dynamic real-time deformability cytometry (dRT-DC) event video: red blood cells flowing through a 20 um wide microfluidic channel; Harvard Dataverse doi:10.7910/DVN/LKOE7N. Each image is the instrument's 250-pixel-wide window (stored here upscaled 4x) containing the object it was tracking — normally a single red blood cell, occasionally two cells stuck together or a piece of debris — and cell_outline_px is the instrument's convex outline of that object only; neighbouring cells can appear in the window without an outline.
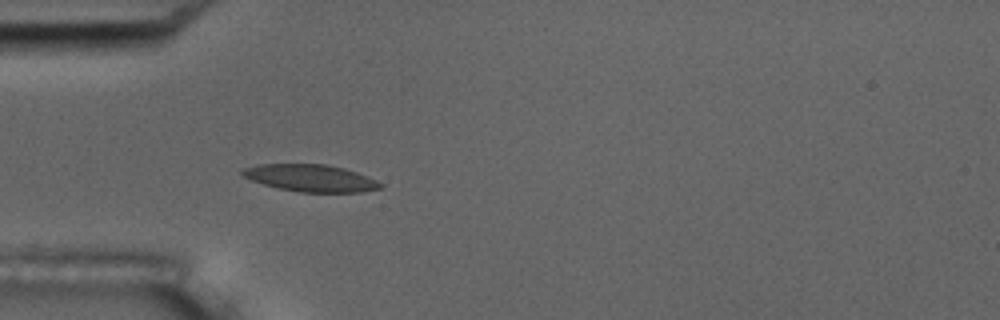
{"species": "common noctule bat (a hibernating species)", "species_latin": "Nyctalus noctula", "temperature_condition": "room temperature", "stored_images_in_passage": 39, "camera_frame_rate_fps": 3000, "um_per_image_px": 0.085, "animal": {"sex": "male", "body_mass_g": 17.5, "forearm_length_mm": 52.3}, "frame": {"image": 1, "passage_image": 1, "time_ms": 0.0, "image_size_px": [1000, 320], "cell_outline_px": [[384, 188], [364, 192], [300, 192], [276, 188], [252, 180], [244, 176], [240, 172], [244, 168], [256, 164], [324, 164], [344, 168], [368, 176], [384, 184]], "centroid_in_image_um": [26.45, 15.14], "position_along_channel_um": 58.6, "area_um2": 21.91}}
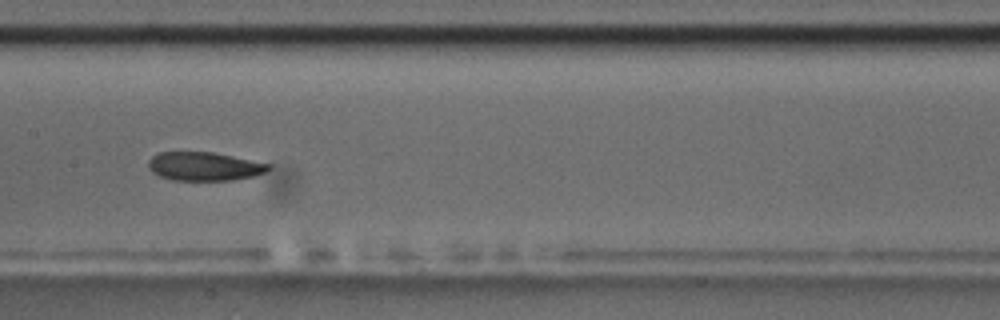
{"frame": {"image": 2, "passage_image": 12, "time_ms": 3.667, "image_size_px": [1000, 320], "cell_outline_px": [[272, 168], [264, 172], [252, 176], [232, 180], [172, 180], [160, 176], [152, 172], [148, 168], [148, 160], [152, 156], [160, 152], [212, 152], [272, 164]], "centroid_in_image_um": [17.35, 14.14], "position_along_channel_um": 190.0, "area_um2": 20.0}}
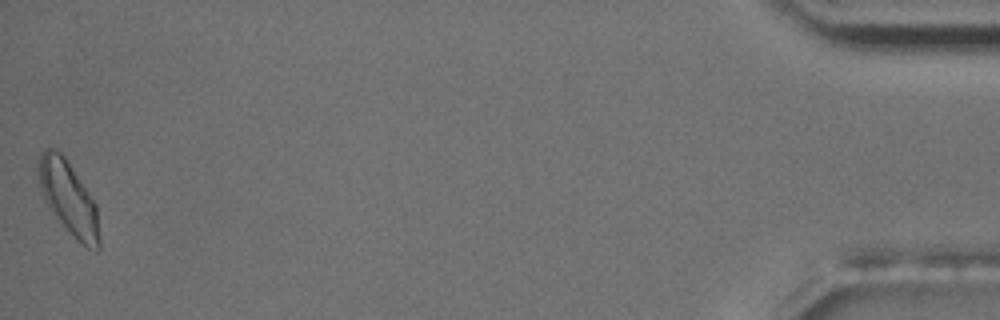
{"frame": {"image": 3, "passage_image": 39, "time_ms": 12.667, "image_size_px": [1000, 320], "cell_outline_px": [[100, 248], [96, 252], [88, 248], [76, 240], [60, 224], [48, 208], [44, 200], [40, 184], [40, 156], [44, 148], [56, 148], [64, 156], [96, 204], [100, 240]], "centroid_in_image_um": [5.85, 16.91], "position_along_channel_um": 429.3, "area_um2": 25.78}, "authors_computed_cell_mechanics": {"area_um2": 21.5016, "velocity_mm_per_s": 3.6999, "shape_relaxation_time_tau1_ms": 8.4581, "shape_relaxation_time_tau2_ms": 3.5812, "deformation_change_tau1": 0.162, "deformation_change_tau2": 0.0748}}